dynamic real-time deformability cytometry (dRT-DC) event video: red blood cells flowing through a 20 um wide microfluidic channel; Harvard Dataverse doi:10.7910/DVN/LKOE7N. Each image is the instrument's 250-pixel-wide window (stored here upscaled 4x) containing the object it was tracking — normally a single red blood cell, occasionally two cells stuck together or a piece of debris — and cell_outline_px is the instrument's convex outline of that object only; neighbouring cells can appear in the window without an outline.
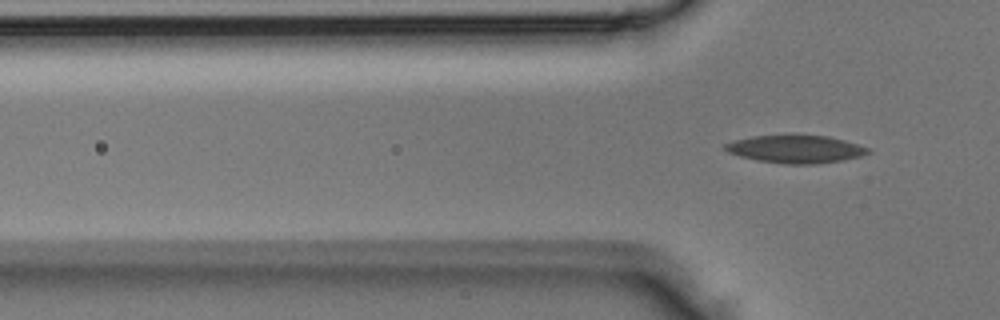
{"species": "Egyptian fruit bat (a non-hibernating species)", "species_latin": "Rousettus aegyptiacus", "temperature_condition": "room temperature", "stored_images_in_passage": 4, "camera_frame_rate_fps": 3000, "um_per_image_px": 0.085, "animal": {"sex": "male"}, "frame": {"image": 1, "passage_image": 4, "time_ms": 1.0, "image_size_px": [1000, 320], "cell_outline_px": [[872, 152], [860, 156], [844, 160], [816, 164], [784, 164], [756, 160], [740, 156], [728, 152], [724, 148], [724, 144], [736, 140], [752, 136], [792, 132], [828, 136], [844, 140], [868, 148]], "centroid_in_image_um": [67.62, 12.63], "position_along_channel_um": 58.2, "area_um2": 23.93}}